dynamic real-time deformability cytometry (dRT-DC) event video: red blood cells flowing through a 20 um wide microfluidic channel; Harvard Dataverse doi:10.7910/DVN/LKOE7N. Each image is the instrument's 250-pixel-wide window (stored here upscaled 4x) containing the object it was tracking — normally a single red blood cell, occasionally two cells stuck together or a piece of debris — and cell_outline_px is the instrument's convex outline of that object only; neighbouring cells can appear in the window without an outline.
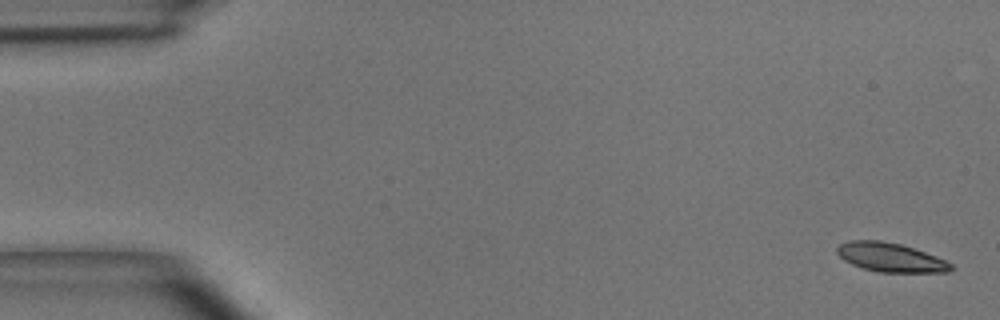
{"species": "common noctule bat (a hibernating species)", "species_latin": "Nyctalus noctula", "temperature_condition": "room temperature", "stored_images_in_passage": 5, "camera_frame_rate_fps": 3000, "um_per_image_px": 0.085, "animal": {"sex": "male", "body_mass_g": 15.6}, "frame": {"image": 1, "passage_image": 1, "time_ms": 0.0, "image_size_px": [1000, 320], "cell_outline_px": [[956, 268], [948, 272], [880, 272], [864, 268], [852, 264], [844, 260], [836, 252], [836, 248], [840, 244], [848, 240], [880, 240], [900, 244], [936, 256], [952, 264]], "centroid_in_image_um": [75.69, 21.87], "position_along_channel_um": 9.3, "area_um2": 19.13}}
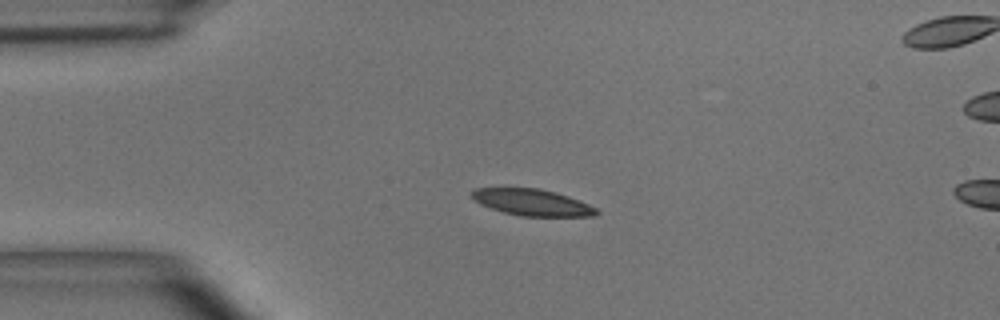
{"frame": {"image": 2, "passage_image": 4, "time_ms": 1.0, "image_size_px": [1000, 320], "cell_outline_px": [[600, 212], [596, 216], [520, 216], [504, 212], [480, 204], [472, 200], [468, 196], [468, 192], [476, 188], [540, 188], [556, 192], [568, 196], [588, 204], [596, 208]], "centroid_in_image_um": [45.18, 17.19], "position_along_channel_um": 39.8, "area_um2": 19.42}}